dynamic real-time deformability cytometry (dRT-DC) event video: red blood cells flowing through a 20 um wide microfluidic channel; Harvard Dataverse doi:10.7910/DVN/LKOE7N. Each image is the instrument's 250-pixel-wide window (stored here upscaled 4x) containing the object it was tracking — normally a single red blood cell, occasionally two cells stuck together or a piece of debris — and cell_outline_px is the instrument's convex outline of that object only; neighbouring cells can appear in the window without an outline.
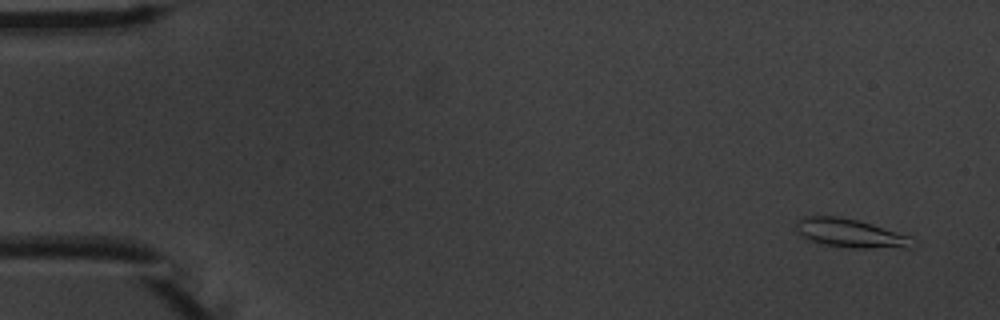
{"species": "common noctule bat (a hibernating species)", "species_latin": "Nyctalus noctula", "temperature_condition": "warm", "stored_images_in_passage": 6, "camera_frame_rate_fps": 3000, "um_per_image_px": 0.085, "animal": {"sex": "male", "body_mass_g": 20.1, "forearm_length_mm": 53.5}, "frame": {"image": 1, "passage_image": 1, "time_ms": 0.0, "image_size_px": [1000, 320], "cell_outline_px": [[912, 248], [848, 248], [824, 244], [808, 240], [796, 232], [796, 220], [804, 216], [840, 216], [872, 224], [912, 236]], "centroid_in_image_um": [72.26, 19.83], "position_along_channel_um": 12.7, "area_um2": 19.65}}
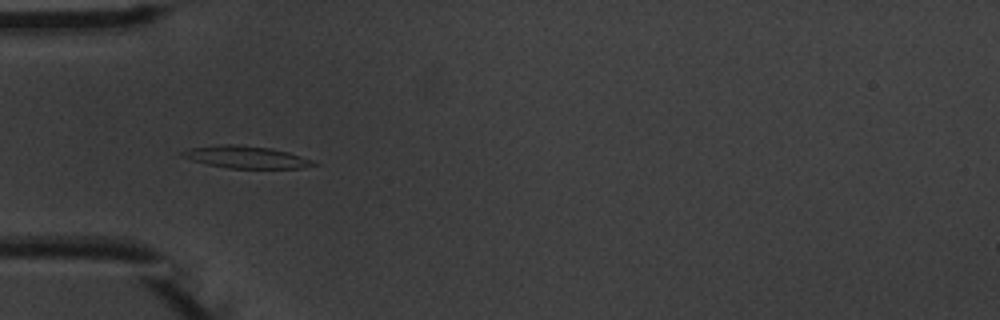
{"frame": {"image": 2, "passage_image": 5, "time_ms": 4.667, "image_size_px": [1000, 320], "cell_outline_px": [[320, 164], [300, 168], [228, 168], [208, 164], [192, 160], [180, 156], [180, 152], [188, 148], [224, 144], [240, 144], [272, 148], [288, 152], [312, 160]], "centroid_in_image_um": [20.9, 13.34], "position_along_channel_um": 64.1, "area_um2": 16.99}}
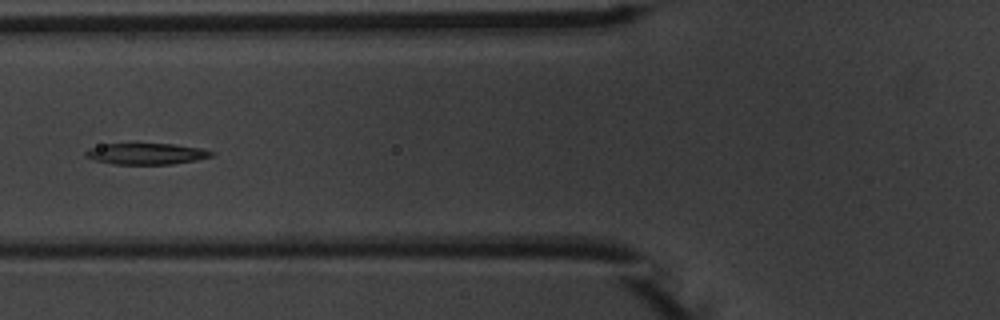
{"frame": {"image": 3, "passage_image": 6, "time_ms": 6.0, "image_size_px": [1000, 320], "cell_outline_px": [[216, 152], [212, 156], [196, 160], [172, 164], [112, 164], [96, 160], [84, 156], [84, 152], [88, 148], [104, 144], [172, 144], [200, 148]], "centroid_in_image_um": [12.42, 13.07], "position_along_channel_um": 113.4, "area_um2": 15.49}}